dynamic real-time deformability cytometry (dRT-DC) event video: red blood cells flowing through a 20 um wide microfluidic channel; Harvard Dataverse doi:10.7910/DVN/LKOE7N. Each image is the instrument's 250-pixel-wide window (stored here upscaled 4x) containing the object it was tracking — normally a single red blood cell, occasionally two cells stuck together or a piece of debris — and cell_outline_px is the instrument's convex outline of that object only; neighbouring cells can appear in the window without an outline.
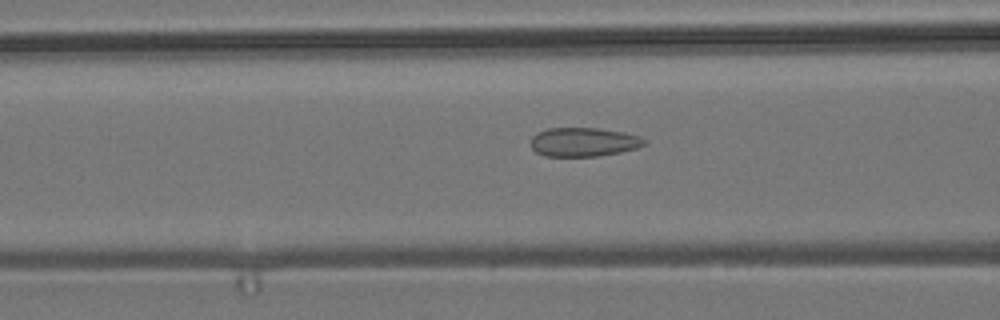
{"species": "common noctule bat (a hibernating species)", "species_latin": "Nyctalus noctula", "temperature_condition": "room temperature", "stored_images_in_passage": 55, "camera_frame_rate_fps": 3000, "um_per_image_px": 0.085, "animal": {"sex": "male", "body_mass_g": 19.2, "forearm_length_mm": 51.8}, "frame": {"image": 1, "passage_image": 21, "time_ms": 6.667, "image_size_px": [1000, 320], "cell_outline_px": [[648, 144], [636, 148], [620, 152], [600, 156], [544, 156], [536, 152], [532, 148], [532, 136], [536, 132], [548, 128], [596, 128], [624, 132], [640, 136], [648, 140]], "centroid_in_image_um": [49.64, 12.07], "position_along_channel_um": 117.0, "area_um2": 19.31}}
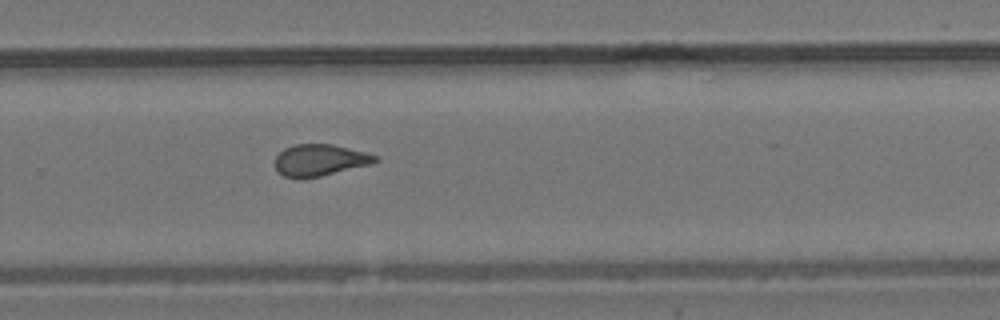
{"frame": {"image": 2, "passage_image": 36, "time_ms": 11.667, "image_size_px": [1000, 320], "cell_outline_px": [[380, 160], [372, 164], [320, 176], [284, 176], [276, 172], [276, 156], [284, 148], [292, 144], [332, 144], [380, 156]], "centroid_in_image_um": [27.22, 13.58], "position_along_channel_um": 302.6, "area_um2": 18.21}}
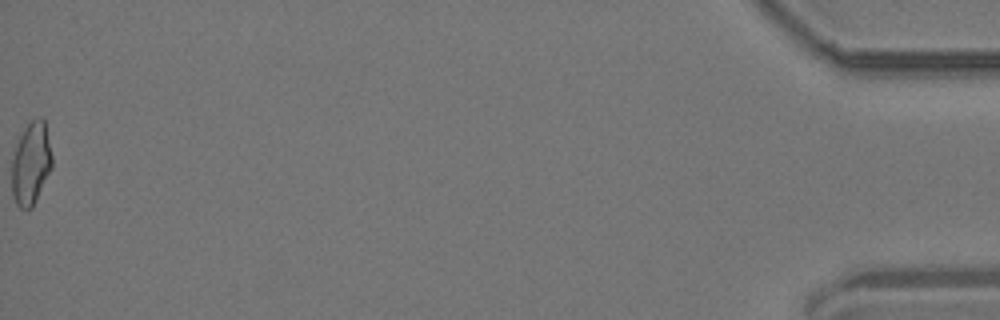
{"frame": {"image": 3, "passage_image": 55, "time_ms": 18.0, "image_size_px": [1000, 320], "cell_outline_px": [[52, 168], [32, 208], [20, 208], [16, 204], [12, 196], [12, 160], [16, 144], [24, 128], [36, 116], [44, 116], [52, 156]], "centroid_in_image_um": [2.64, 13.87], "position_along_channel_um": 432.6, "area_um2": 19.54}, "authors_computed_cell_mechanics": {"area_um2": 19.2474, "velocity_mm_per_s": 3.7212, "shape_relaxation_time_tau1_ms": null, "shape_relaxation_time_tau2_ms": 1.2482, "deformation_change_tau1": null, "deformation_change_tau2": 0.0885}}